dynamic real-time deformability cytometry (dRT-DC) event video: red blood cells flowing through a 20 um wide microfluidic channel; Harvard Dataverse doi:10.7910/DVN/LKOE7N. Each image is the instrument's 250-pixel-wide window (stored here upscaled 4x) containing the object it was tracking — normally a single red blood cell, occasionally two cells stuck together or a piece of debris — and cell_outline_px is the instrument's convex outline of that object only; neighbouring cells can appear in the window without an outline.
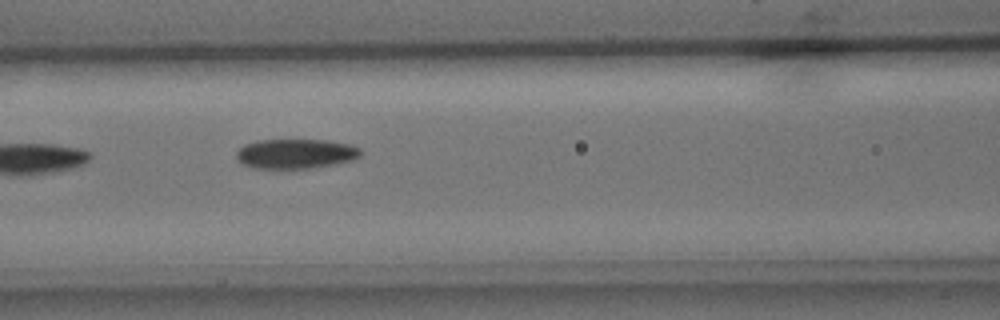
{"species": "common noctule bat (a hibernating species)", "species_latin": "Nyctalus noctula", "temperature_condition": "cold", "stored_images_in_passage": 10, "camera_frame_rate_fps": 3000, "um_per_image_px": 0.085, "animal": {"sex": "male", "body_mass_g": 15.6}, "frame": {"image": 1, "passage_image": 7, "time_ms": 7.0, "image_size_px": [1000, 320], "cell_outline_px": [[360, 156], [352, 160], [336, 164], [312, 168], [252, 168], [236, 160], [236, 152], [244, 144], [256, 140], [324, 140], [348, 144], [360, 148]], "centroid_in_image_um": [25.1, 13.07], "position_along_channel_um": 141.5, "area_um2": 21.5}}
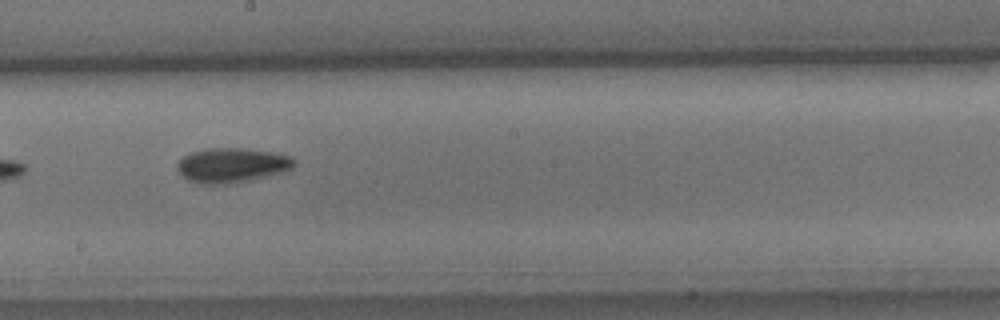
{"frame": {"image": 2, "passage_image": 9, "time_ms": 9.333, "image_size_px": [1000, 320], "cell_outline_px": [[296, 164], [292, 168], [268, 176], [228, 184], [204, 184], [188, 180], [176, 168], [176, 164], [188, 152], [204, 148], [248, 148], [276, 152], [288, 156], [296, 160]], "centroid_in_image_um": [19.7, 14.02], "position_along_channel_um": 228.5, "area_um2": 23.76}}
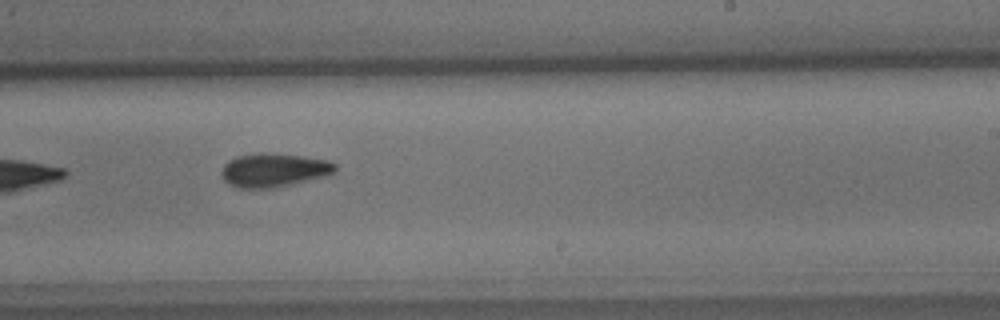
{"frame": {"image": 3, "passage_image": 10, "time_ms": 10.333, "image_size_px": [1000, 320], "cell_outline_px": [[336, 172], [324, 176], [276, 188], [240, 188], [228, 184], [224, 180], [220, 172], [224, 164], [228, 160], [236, 156], [260, 152], [300, 156], [328, 160], [336, 164]], "centroid_in_image_um": [23.24, 14.46], "position_along_channel_um": 265.8, "area_um2": 22.37}}